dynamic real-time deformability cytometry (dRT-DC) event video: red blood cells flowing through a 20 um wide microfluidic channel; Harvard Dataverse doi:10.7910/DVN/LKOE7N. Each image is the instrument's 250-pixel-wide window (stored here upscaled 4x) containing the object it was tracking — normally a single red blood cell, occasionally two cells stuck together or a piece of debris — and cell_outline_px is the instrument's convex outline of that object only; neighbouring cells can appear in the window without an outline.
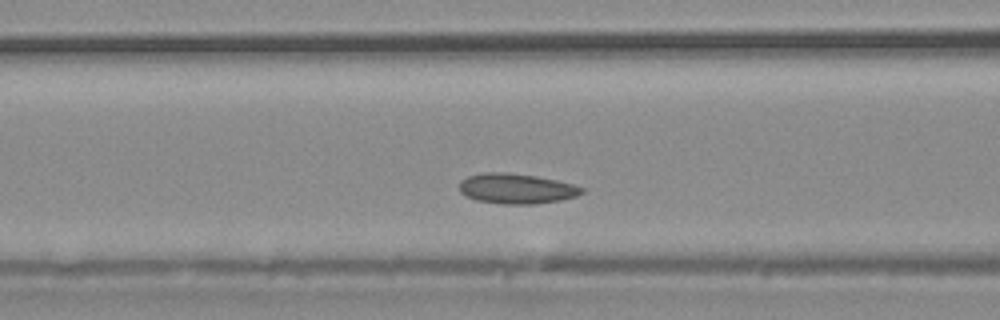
{"species": "common noctule bat (a hibernating species)", "species_latin": "Nyctalus noctula", "temperature_condition": "warm", "stored_images_in_passage": 25, "camera_frame_rate_fps": 3000, "um_per_image_px": 0.085, "animal": {"sex": "male", "body_mass_g": 20.4}, "frame": {"image": 1, "passage_image": 8, "time_ms": 2.333, "image_size_px": [1000, 320], "cell_outline_px": [[584, 192], [576, 196], [560, 200], [532, 204], [504, 204], [476, 200], [460, 192], [460, 180], [468, 176], [484, 172], [504, 172], [536, 176], [556, 180], [572, 184], [584, 188]], "centroid_in_image_um": [43.89, 16.03], "position_along_channel_um": 122.7, "area_um2": 21.39}}
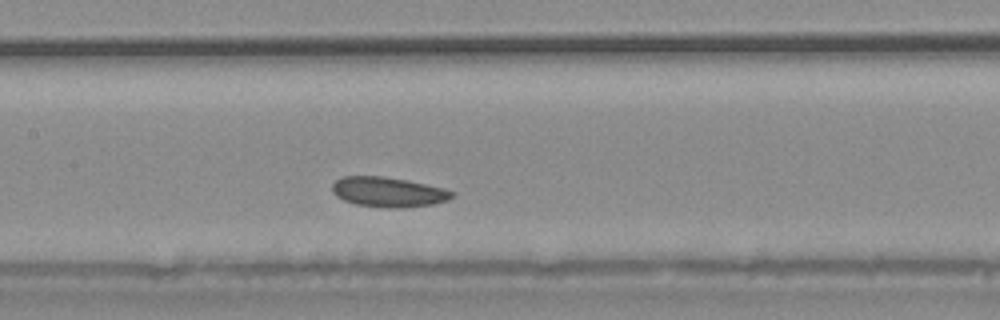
{"frame": {"image": 2, "passage_image": 11, "time_ms": 3.333, "image_size_px": [1000, 320], "cell_outline_px": [[456, 196], [448, 200], [432, 204], [400, 208], [388, 208], [356, 204], [344, 200], [336, 196], [332, 192], [332, 184], [340, 176], [384, 176], [408, 180], [444, 188], [456, 192]], "centroid_in_image_um": [33.02, 16.31], "position_along_channel_um": 174.4, "area_um2": 21.1}}